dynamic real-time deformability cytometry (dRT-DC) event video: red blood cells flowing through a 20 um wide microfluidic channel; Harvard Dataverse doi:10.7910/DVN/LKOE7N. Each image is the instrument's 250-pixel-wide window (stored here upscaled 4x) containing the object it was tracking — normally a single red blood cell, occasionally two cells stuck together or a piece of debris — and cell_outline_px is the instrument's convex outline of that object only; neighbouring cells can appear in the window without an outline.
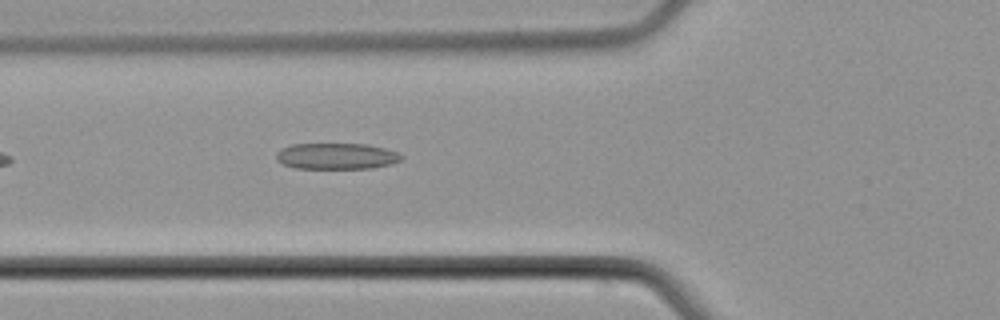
{"species": "common noctule bat (a hibernating species)", "species_latin": "Nyctalus noctula", "temperature_condition": "cold", "stored_images_in_passage": 3, "camera_frame_rate_fps": 3000, "um_per_image_px": 0.085, "animal": {"sex": "male", "body_mass_g": 21.5, "forearm_length_mm": 52.0}, "frame": {"image": 1, "passage_image": 3, "time_ms": 2.333, "image_size_px": [1000, 320], "cell_outline_px": [[404, 156], [400, 160], [392, 164], [372, 168], [296, 168], [284, 164], [276, 160], [276, 152], [280, 148], [292, 144], [368, 144], [384, 148], [396, 152]], "centroid_in_image_um": [28.59, 13.27], "position_along_channel_um": 97.2, "area_um2": 19.07}}